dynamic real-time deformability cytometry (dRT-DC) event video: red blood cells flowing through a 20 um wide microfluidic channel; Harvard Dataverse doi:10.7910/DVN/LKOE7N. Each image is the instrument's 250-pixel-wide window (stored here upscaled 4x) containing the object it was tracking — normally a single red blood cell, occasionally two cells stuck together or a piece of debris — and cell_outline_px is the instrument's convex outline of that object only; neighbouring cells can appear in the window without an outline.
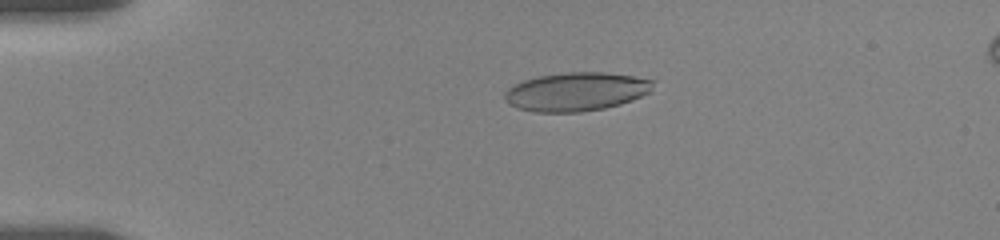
{"species": "human", "species_latin": "Homo sapiens", "temperature_condition": "room temperature", "stored_images_in_passage": 47, "camera_frame_rate_fps": 3000, "um_per_image_px": 0.085, "donor": {"sex": "female"}, "frame": {"image": 1, "passage_image": 7, "time_ms": 2.667, "image_size_px": [1000, 240], "cell_outline_px": [[656, 80], [652, 92], [632, 100], [620, 104], [604, 108], [580, 112], [536, 112], [516, 108], [508, 104], [504, 100], [504, 92], [508, 88], [524, 80], [540, 76], [568, 72], [604, 72], [632, 76]], "centroid_in_image_um": [49.0, 7.79], "position_along_channel_um": 36.0, "area_um2": 33.58}}
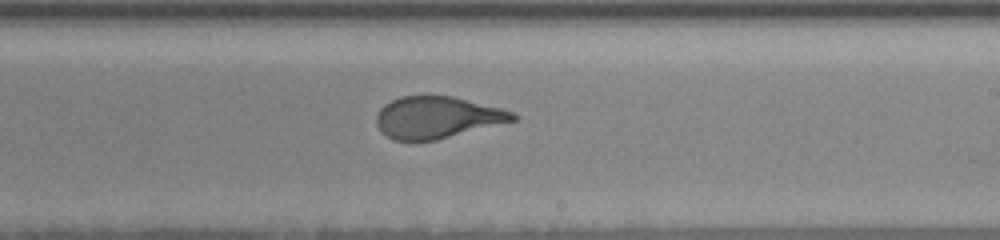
{"frame": {"image": 2, "passage_image": 28, "time_ms": 10.0, "image_size_px": [1000, 240], "cell_outline_px": [[520, 116], [516, 120], [436, 140], [412, 144], [392, 140], [380, 132], [376, 124], [376, 116], [380, 108], [384, 104], [400, 96], [428, 92], [452, 96], [500, 108], [512, 112]], "centroid_in_image_um": [37.06, 9.98], "position_along_channel_um": 251.9, "area_um2": 34.51}}
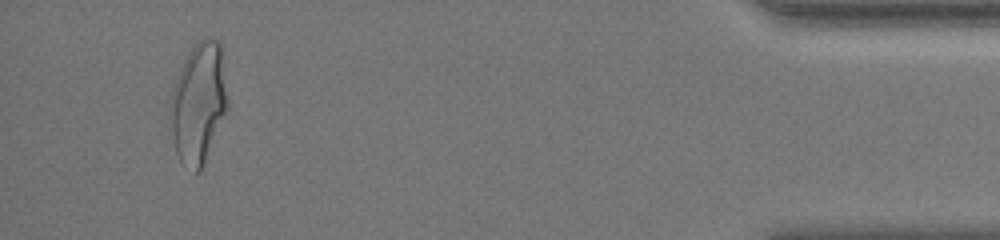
{"frame": {"image": 3, "passage_image": 45, "time_ms": 16.333, "image_size_px": [1000, 240], "cell_outline_px": [[228, 108], [200, 172], [196, 172], [180, 160], [176, 152], [172, 136], [168, 112], [168, 100], [176, 76], [188, 52], [200, 40], [208, 36], [212, 36], [220, 40], [224, 48], [228, 100]], "centroid_in_image_um": [16.89, 8.66], "position_along_channel_um": 418.3, "area_um2": 41.27}, "authors_computed_cell_mechanics": {"area_um2": 34.5066, "velocity_mm_per_s": 3.5901, "shape_relaxation_time_tau1_ms": 5.1762, "shape_relaxation_time_tau2_ms": null, "deformation_change_tau1": 0.1982, "deformation_change_tau2": null}}